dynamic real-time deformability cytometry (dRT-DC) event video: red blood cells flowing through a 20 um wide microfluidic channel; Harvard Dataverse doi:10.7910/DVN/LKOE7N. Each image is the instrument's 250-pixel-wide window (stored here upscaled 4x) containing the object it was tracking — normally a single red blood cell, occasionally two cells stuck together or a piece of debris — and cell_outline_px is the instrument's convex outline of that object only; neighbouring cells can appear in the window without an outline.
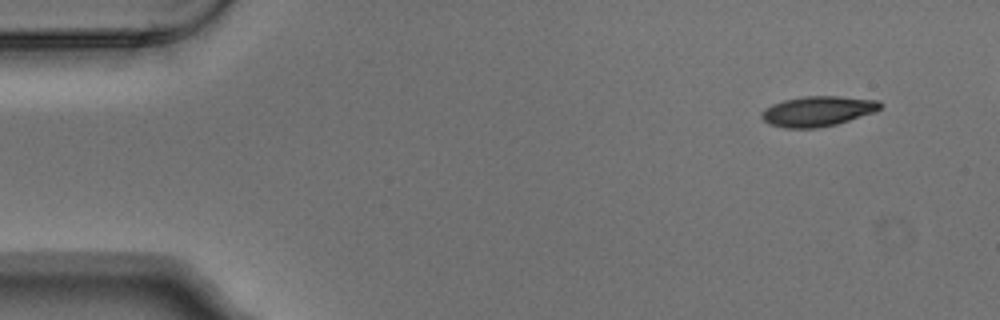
{"species": "Egyptian fruit bat (a non-hibernating species)", "species_latin": "Rousettus aegyptiacus", "temperature_condition": "warm", "stored_images_in_passage": 5, "camera_frame_rate_fps": 3000, "um_per_image_px": 0.085, "animal": {"sex": "male"}, "frame": {"image": 1, "passage_image": 1, "time_ms": 0.0, "image_size_px": [1000, 320], "cell_outline_px": [[884, 104], [876, 112], [836, 124], [816, 128], [784, 128], [768, 124], [760, 116], [760, 112], [764, 108], [772, 104], [784, 100], [804, 96], [840, 96], [880, 100]], "centroid_in_image_um": [69.51, 9.45], "position_along_channel_um": 15.5, "area_um2": 21.1}}